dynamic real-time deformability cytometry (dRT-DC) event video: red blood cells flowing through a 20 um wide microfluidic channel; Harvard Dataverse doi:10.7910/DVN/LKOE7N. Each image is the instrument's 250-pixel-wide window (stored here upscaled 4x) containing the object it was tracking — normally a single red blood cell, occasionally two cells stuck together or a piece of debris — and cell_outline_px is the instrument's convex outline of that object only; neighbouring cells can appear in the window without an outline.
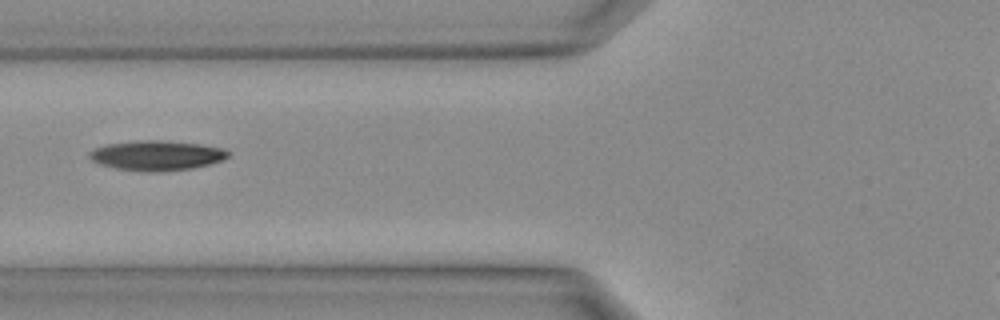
{"species": "Egyptian fruit bat (a non-hibernating species)", "species_latin": "Rousettus aegyptiacus", "temperature_condition": "warm", "stored_images_in_passage": 22, "camera_frame_rate_fps": 3000, "um_per_image_px": 0.085, "animal": {"sex": "female"}, "frame": {"image": 1, "passage_image": 4, "time_ms": 1.0, "image_size_px": [1000, 320], "cell_outline_px": [[228, 156], [220, 160], [208, 164], [192, 168], [160, 172], [148, 172], [116, 168], [100, 164], [92, 160], [88, 156], [88, 152], [96, 148], [108, 144], [144, 140], [160, 140], [200, 144], [224, 148], [228, 152]], "centroid_in_image_um": [13.3, 13.22], "position_along_channel_um": 112.5, "area_um2": 23.87}}
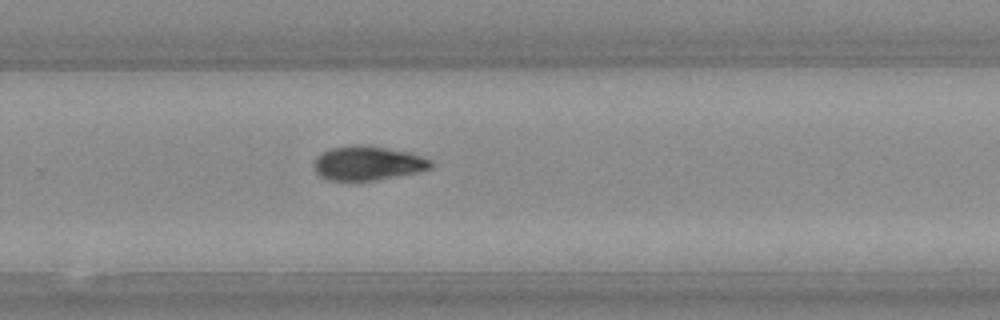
{"frame": {"image": 2, "passage_image": 13, "time_ms": 4.0, "image_size_px": [1000, 320], "cell_outline_px": [[432, 168], [416, 172], [372, 180], [328, 180], [320, 176], [316, 172], [316, 156], [332, 148], [352, 144], [368, 144], [408, 152], [432, 160]], "centroid_in_image_um": [31.26, 13.85], "position_along_channel_um": 298.5, "area_um2": 23.0}}
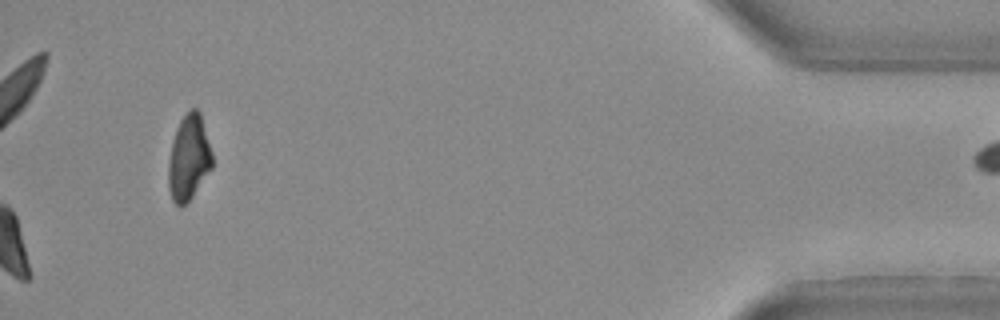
{"frame": {"image": 3, "passage_image": 22, "time_ms": 7.0, "image_size_px": [1000, 320], "cell_outline_px": [[212, 168], [192, 196], [180, 208], [172, 200], [168, 188], [168, 160], [172, 144], [180, 120], [192, 108], [196, 108], [200, 112], [212, 152]], "centroid_in_image_um": [16.04, 13.43], "position_along_channel_um": 419.2, "area_um2": 21.56}}